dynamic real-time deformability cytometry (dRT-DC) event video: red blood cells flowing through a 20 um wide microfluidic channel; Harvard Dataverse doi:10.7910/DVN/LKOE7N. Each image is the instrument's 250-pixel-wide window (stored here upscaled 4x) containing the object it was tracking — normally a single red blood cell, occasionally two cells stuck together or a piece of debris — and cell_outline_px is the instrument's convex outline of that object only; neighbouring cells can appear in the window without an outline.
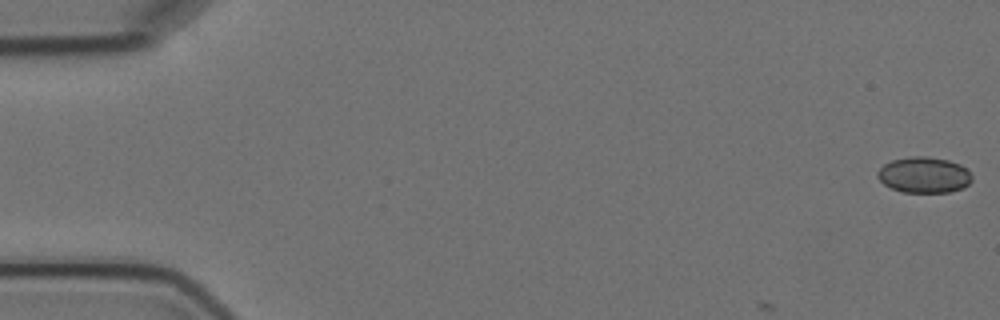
{"species": "Egyptian fruit bat (a non-hibernating species)", "species_latin": "Rousettus aegyptiacus", "temperature_condition": "cold", "stored_images_in_passage": 5, "camera_frame_rate_fps": 3000, "um_per_image_px": 0.085, "animal": {"sex": "female"}, "frame": {"image": 1, "passage_image": 1, "time_ms": 0.0, "image_size_px": [1000, 320], "cell_outline_px": [[972, 180], [964, 188], [948, 192], [904, 192], [892, 188], [884, 184], [876, 176], [876, 172], [884, 164], [892, 160], [908, 156], [928, 156], [948, 160], [960, 164], [968, 168], [972, 176]], "centroid_in_image_um": [78.56, 14.86], "position_along_channel_um": 6.4, "area_um2": 19.94}}
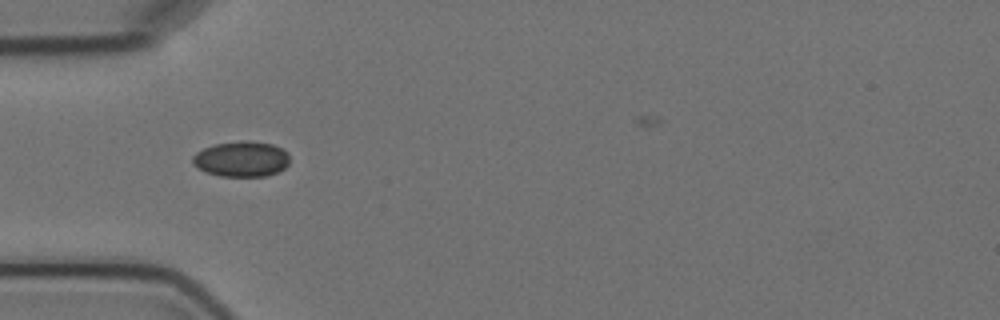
{"frame": {"image": 2, "passage_image": 4, "time_ms": 5.667, "image_size_px": [1000, 320], "cell_outline_px": [[288, 164], [284, 168], [276, 172], [264, 176], [220, 176], [204, 172], [192, 164], [192, 156], [196, 152], [204, 148], [216, 144], [272, 144], [288, 152]], "centroid_in_image_um": [20.48, 13.58], "position_along_channel_um": 64.5, "area_um2": 19.19}}
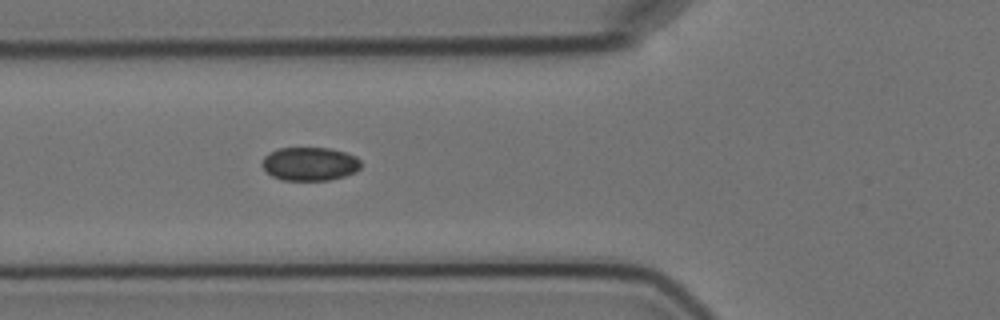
{"frame": {"image": 3, "passage_image": 5, "time_ms": 6.667, "image_size_px": [1000, 320], "cell_outline_px": [[360, 168], [356, 172], [344, 176], [328, 180], [280, 180], [272, 176], [260, 164], [264, 156], [268, 152], [280, 148], [328, 148], [344, 152], [356, 156], [360, 160]], "centroid_in_image_um": [26.31, 13.93], "position_along_channel_um": 99.5, "area_um2": 19.36}}